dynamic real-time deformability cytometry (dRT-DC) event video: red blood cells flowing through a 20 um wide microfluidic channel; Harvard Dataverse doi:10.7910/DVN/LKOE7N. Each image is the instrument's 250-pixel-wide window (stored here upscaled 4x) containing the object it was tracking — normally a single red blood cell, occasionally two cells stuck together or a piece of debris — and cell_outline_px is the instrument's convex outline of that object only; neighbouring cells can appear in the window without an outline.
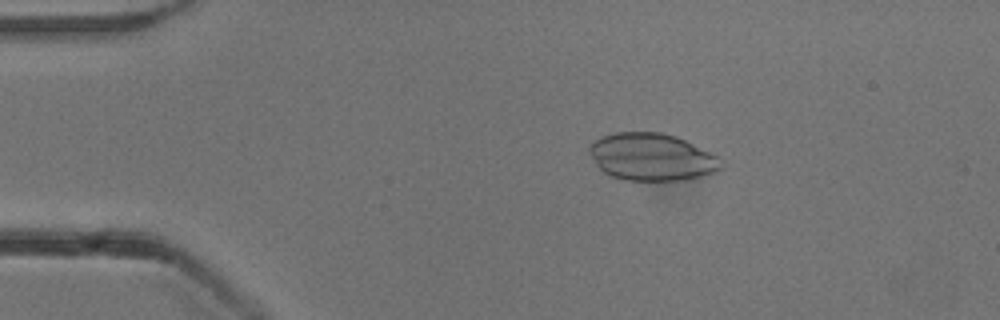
{"species": "common noctule bat (a hibernating species)", "species_latin": "Nyctalus noctula", "temperature_condition": "cold", "stored_images_in_passage": 53, "camera_frame_rate_fps": 3000, "um_per_image_px": 0.085, "animal": {"sex": "male", "body_mass_g": 13.3}, "frame": {"image": 1, "passage_image": 10, "time_ms": 3.0, "image_size_px": [1000, 320], "cell_outline_px": [[724, 168], [716, 172], [688, 180], [624, 180], [612, 176], [604, 172], [596, 164], [588, 148], [600, 136], [616, 132], [660, 132], [676, 136], [712, 152], [720, 156], [724, 160]], "centroid_in_image_um": [55.48, 13.35], "position_along_channel_um": 29.5, "area_um2": 36.7}}
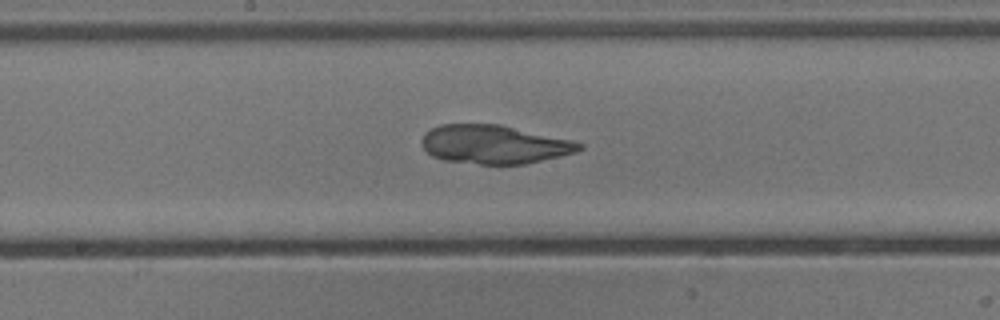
{"frame": {"image": 2, "passage_image": 28, "time_ms": 9.0, "image_size_px": [1000, 320], "cell_outline_px": [[584, 148], [576, 152], [560, 156], [524, 164], [480, 164], [444, 160], [432, 156], [420, 144], [424, 132], [440, 124], [500, 124], [572, 140], [584, 144]], "centroid_in_image_um": [42.0, 12.27], "position_along_channel_um": 206.2, "area_um2": 35.55}}
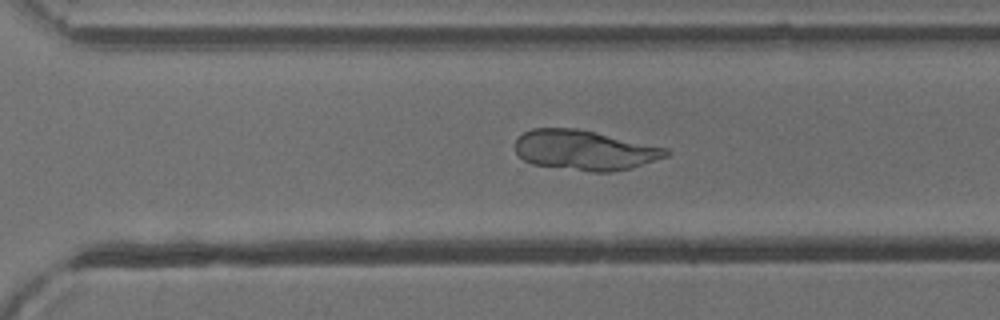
{"frame": {"image": 3, "passage_image": 37, "time_ms": 12.0, "image_size_px": [1000, 320], "cell_outline_px": [[668, 156], [632, 168], [612, 172], [592, 172], [532, 164], [524, 160], [516, 152], [516, 140], [524, 132], [532, 128], [576, 128], [596, 132], [668, 148]], "centroid_in_image_um": [49.7, 12.76], "position_along_channel_um": 320.9, "area_um2": 35.08}}